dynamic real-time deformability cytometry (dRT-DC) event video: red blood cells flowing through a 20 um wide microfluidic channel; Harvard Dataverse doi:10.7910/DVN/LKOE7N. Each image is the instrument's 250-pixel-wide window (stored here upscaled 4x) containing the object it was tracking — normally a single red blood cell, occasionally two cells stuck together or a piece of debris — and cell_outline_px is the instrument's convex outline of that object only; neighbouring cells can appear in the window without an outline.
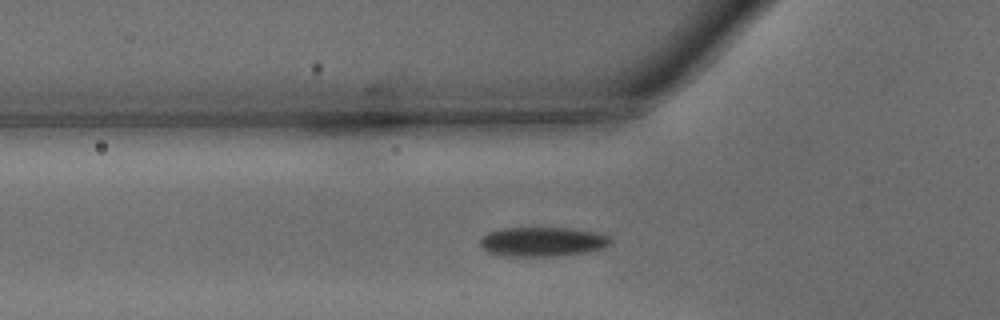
{"species": "common noctule bat (a hibernating species)", "species_latin": "Nyctalus noctula", "temperature_condition": "warm", "stored_images_in_passage": 29, "camera_frame_rate_fps": 3000, "um_per_image_px": 0.085, "animal": {"sex": "male", "body_mass_g": 15.6}, "frame": {"image": 1, "passage_image": 8, "time_ms": 2.333, "image_size_px": [1000, 320], "cell_outline_px": [[612, 240], [608, 244], [600, 248], [588, 252], [556, 256], [504, 256], [488, 252], [480, 244], [480, 240], [488, 232], [504, 228], [572, 228], [592, 232], [608, 236]], "centroid_in_image_um": [46.08, 20.55], "position_along_channel_um": 79.7, "area_um2": 22.08}}
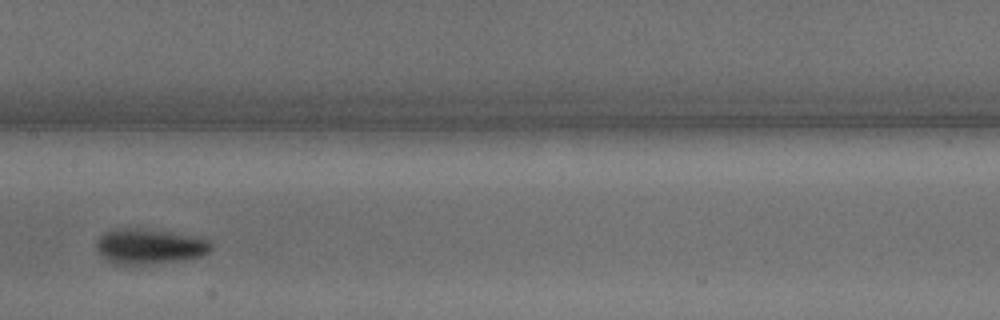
{"frame": {"image": 2, "passage_image": 16, "time_ms": 5.0, "image_size_px": [1000, 320], "cell_outline_px": [[212, 248], [204, 256], [184, 260], [140, 264], [112, 264], [100, 256], [96, 248], [96, 240], [104, 232], [112, 228], [140, 228], [204, 236], [212, 244]], "centroid_in_image_um": [12.72, 20.92], "position_along_channel_um": 194.7, "area_um2": 24.16}}
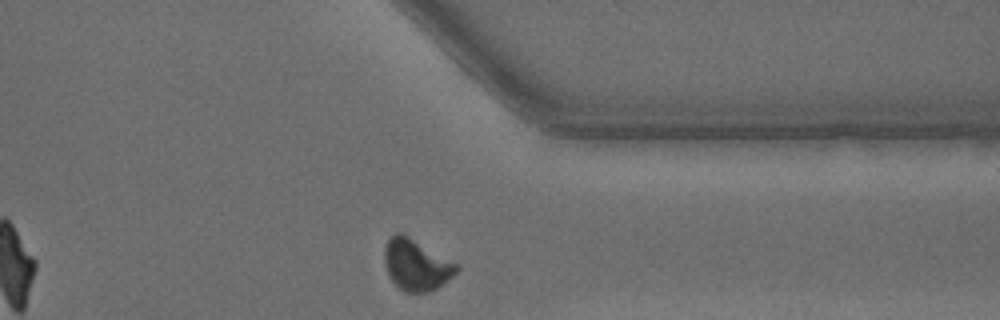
{"frame": {"image": 3, "passage_image": 29, "time_ms": 9.333, "image_size_px": [1000, 320], "cell_outline_px": [[460, 268], [452, 276], [436, 288], [428, 292], [404, 292], [388, 276], [384, 264], [384, 248], [388, 240], [396, 232], [404, 232], [456, 264]], "centroid_in_image_um": [35.34, 22.49], "position_along_channel_um": 376.1, "area_um2": 21.39}, "authors_computed_cell_mechanics": {"area_um2": 22.4264, "velocity_mm_per_s": 4.2769, "shape_relaxation_time_tau1_ms": 2.0674, "shape_relaxation_time_tau2_ms": 3.8564, "deformation_change_tau1": 0.1091, "deformation_change_tau2": 0.0717}}